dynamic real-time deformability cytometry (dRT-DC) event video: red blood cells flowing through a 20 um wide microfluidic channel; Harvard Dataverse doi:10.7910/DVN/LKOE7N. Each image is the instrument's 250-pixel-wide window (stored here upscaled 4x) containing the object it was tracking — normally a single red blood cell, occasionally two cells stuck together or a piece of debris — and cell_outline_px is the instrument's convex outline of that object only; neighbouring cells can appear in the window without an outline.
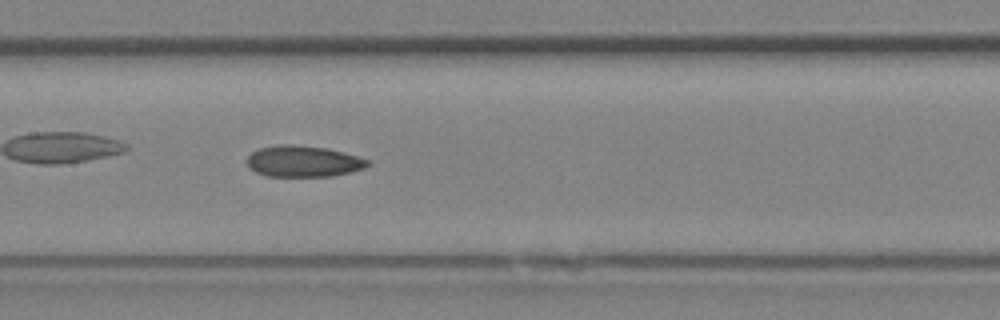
{"species": "Egyptian fruit bat (a non-hibernating species)", "species_latin": "Rousettus aegyptiacus", "temperature_condition": "room temperature", "stored_images_in_passage": 14, "camera_frame_rate_fps": 3000, "um_per_image_px": 0.085, "animal": {"sex": "female"}, "frame": {"image": 1, "passage_image": 14, "time_ms": 4.333, "image_size_px": [1000, 320], "cell_outline_px": [[372, 164], [364, 168], [332, 176], [268, 176], [256, 172], [248, 168], [248, 156], [252, 152], [260, 148], [276, 144], [292, 144], [328, 148], [344, 152], [372, 160]], "centroid_in_image_um": [25.81, 13.7], "position_along_channel_um": 181.6, "area_um2": 22.14}}